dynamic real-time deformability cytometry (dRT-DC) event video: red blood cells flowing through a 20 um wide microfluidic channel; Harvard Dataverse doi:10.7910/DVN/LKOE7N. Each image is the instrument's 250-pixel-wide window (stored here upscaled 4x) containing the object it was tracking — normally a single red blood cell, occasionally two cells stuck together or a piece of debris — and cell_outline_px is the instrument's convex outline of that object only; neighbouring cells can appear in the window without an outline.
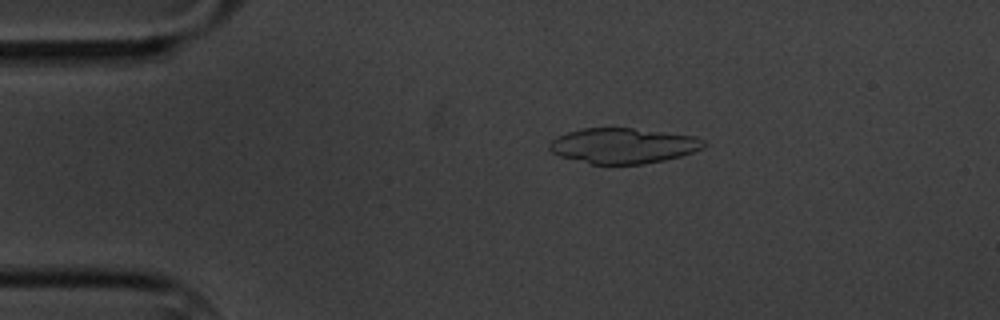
{"species": "common noctule bat (a hibernating species)", "species_latin": "Nyctalus noctula", "temperature_condition": "cold", "stored_images_in_passage": 5, "camera_frame_rate_fps": 3000, "um_per_image_px": 0.085, "animal": {"sex": "male", "body_mass_g": 20.1, "forearm_length_mm": 53.5}, "frame": {"image": 1, "passage_image": 4, "time_ms": 3.333, "image_size_px": [1000, 320], "cell_outline_px": [[708, 144], [704, 148], [680, 156], [664, 160], [644, 164], [592, 164], [560, 156], [552, 152], [548, 148], [548, 144], [552, 140], [568, 132], [580, 128], [632, 128], [696, 136], [704, 140]], "centroid_in_image_um": [52.99, 12.38], "position_along_channel_um": 32.0, "area_um2": 31.79}}